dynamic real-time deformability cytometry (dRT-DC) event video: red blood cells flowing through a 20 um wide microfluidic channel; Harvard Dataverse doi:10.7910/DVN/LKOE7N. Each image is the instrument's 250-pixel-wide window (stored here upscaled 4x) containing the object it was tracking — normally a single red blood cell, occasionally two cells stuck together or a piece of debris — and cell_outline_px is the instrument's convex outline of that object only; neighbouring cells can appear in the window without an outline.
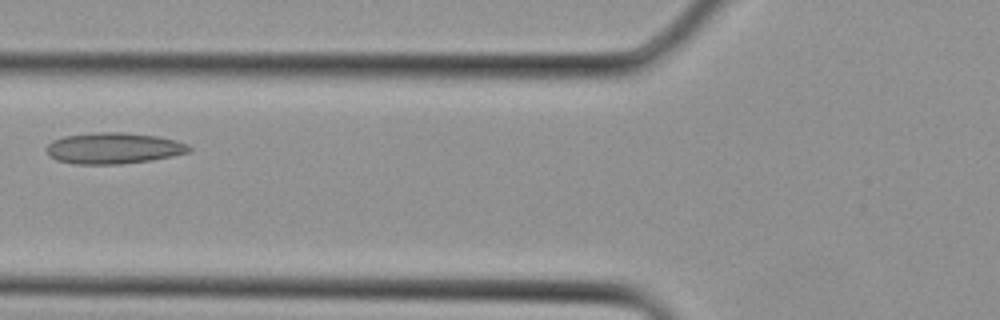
{"species": "Egyptian fruit bat (a non-hibernating species)", "species_latin": "Rousettus aegyptiacus", "temperature_condition": "cold", "stored_images_in_passage": 4, "camera_frame_rate_fps": 3000, "um_per_image_px": 0.085, "animal": {"sex": "female"}, "frame": {"image": 1, "passage_image": 4, "time_ms": 1.0, "image_size_px": [1000, 320], "cell_outline_px": [[192, 152], [172, 156], [148, 160], [116, 164], [76, 164], [56, 160], [48, 152], [48, 144], [52, 140], [64, 136], [92, 132], [124, 132], [160, 136], [176, 140], [188, 144], [192, 148]], "centroid_in_image_um": [9.7, 12.58], "position_along_channel_um": 116.1, "area_um2": 25.89}}